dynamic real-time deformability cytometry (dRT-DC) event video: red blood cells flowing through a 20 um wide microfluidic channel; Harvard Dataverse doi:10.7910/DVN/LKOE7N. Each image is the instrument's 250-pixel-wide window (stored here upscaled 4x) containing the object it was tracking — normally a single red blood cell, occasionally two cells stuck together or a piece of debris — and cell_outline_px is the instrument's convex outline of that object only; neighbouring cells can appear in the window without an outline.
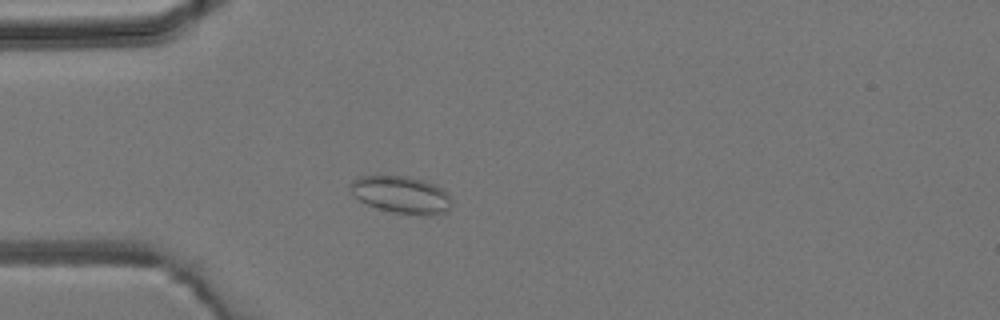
{"species": "common noctule bat (a hibernating species)", "species_latin": "Nyctalus noctula", "temperature_condition": "room temperature", "stored_images_in_passage": 3, "camera_frame_rate_fps": 3000, "um_per_image_px": 0.085, "animal": {"sex": "male", "body_mass_g": 19.2, "forearm_length_mm": 51.8}, "frame": {"image": 1, "passage_image": 3, "time_ms": 2.333, "image_size_px": [1000, 320], "cell_outline_px": [[452, 204], [444, 212], [424, 216], [392, 212], [376, 208], [360, 200], [352, 192], [352, 180], [360, 176], [408, 176], [424, 180], [436, 184], [448, 192], [452, 200]], "centroid_in_image_um": [34.17, 16.55], "position_along_channel_um": 50.8, "area_um2": 21.96}}